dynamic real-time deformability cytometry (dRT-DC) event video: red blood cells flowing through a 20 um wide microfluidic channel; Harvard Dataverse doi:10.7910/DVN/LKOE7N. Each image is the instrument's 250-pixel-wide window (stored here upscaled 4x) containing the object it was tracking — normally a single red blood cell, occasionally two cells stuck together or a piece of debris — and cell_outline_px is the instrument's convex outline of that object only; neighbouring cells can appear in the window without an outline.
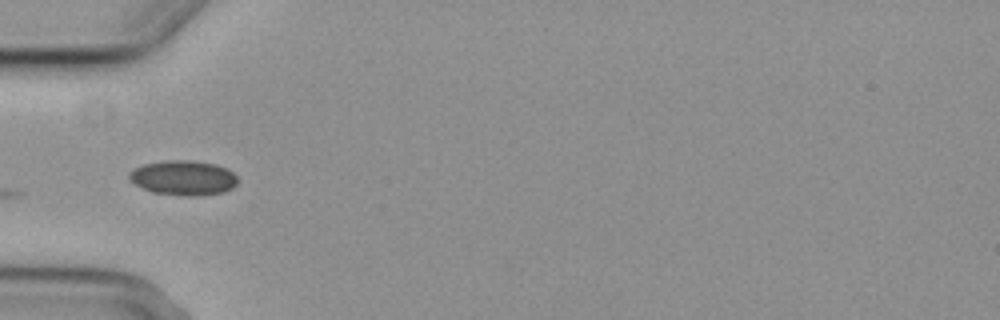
{"species": "common noctule bat (a hibernating species)", "species_latin": "Nyctalus noctula", "temperature_condition": "cold", "stored_images_in_passage": 7, "camera_frame_rate_fps": 3000, "um_per_image_px": 0.085, "animal": {"sex": "female", "body_mass_g": 29.2, "forearm_length_mm": 56.3}, "frame": {"image": 1, "passage_image": 4, "time_ms": 4.0, "image_size_px": [1000, 320], "cell_outline_px": [[240, 180], [232, 188], [224, 192], [204, 196], [188, 196], [152, 192], [128, 180], [128, 172], [144, 164], [168, 160], [192, 160], [216, 164], [228, 168]], "centroid_in_image_um": [15.62, 15.12], "position_along_channel_um": 69.4, "area_um2": 22.2}}
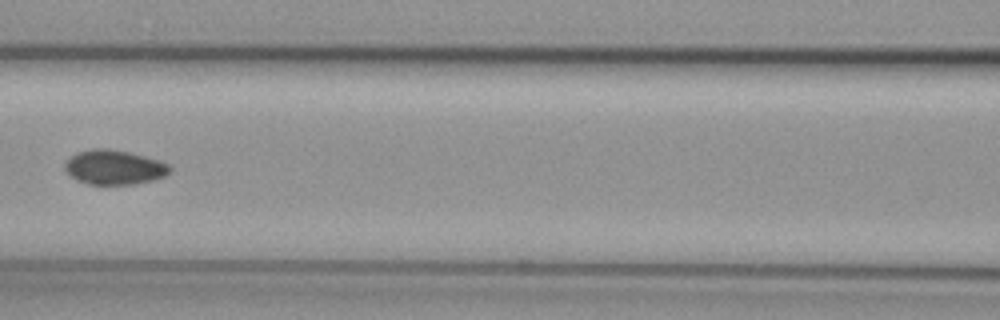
{"frame": {"image": 2, "passage_image": 6, "time_ms": 6.333, "image_size_px": [1000, 320], "cell_outline_px": [[172, 168], [164, 176], [156, 180], [136, 184], [88, 184], [76, 180], [64, 168], [64, 164], [76, 152], [92, 148], [108, 148], [128, 152], [160, 160], [168, 164]], "centroid_in_image_um": [9.72, 14.22], "position_along_channel_um": 156.9, "area_um2": 21.15}}